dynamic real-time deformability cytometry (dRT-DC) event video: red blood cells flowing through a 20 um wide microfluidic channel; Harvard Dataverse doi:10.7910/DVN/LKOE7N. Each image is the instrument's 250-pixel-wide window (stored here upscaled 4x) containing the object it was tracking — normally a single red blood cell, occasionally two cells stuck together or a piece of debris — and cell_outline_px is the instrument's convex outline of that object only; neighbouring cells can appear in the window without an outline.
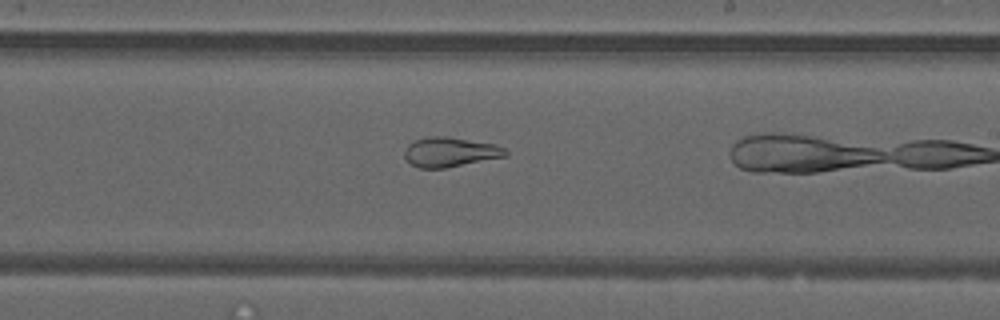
{"species": "common noctule bat (a hibernating species)", "species_latin": "Nyctalus noctula", "temperature_condition": "warm", "stored_images_in_passage": 36, "camera_frame_rate_fps": 3000, "um_per_image_px": 0.085, "animal": {"sex": "male", "forearm_length_mm": 52.5}, "frame": {"image": 1, "passage_image": 26, "time_ms": 8.333, "image_size_px": [1000, 320], "cell_outline_px": [[508, 156], [444, 168], [420, 168], [412, 164], [404, 156], [404, 152], [408, 144], [416, 140], [428, 136], [448, 136], [496, 144], [504, 148], [508, 152]], "centroid_in_image_um": [38.28, 12.91], "position_along_channel_um": 250.7, "area_um2": 17.46}}